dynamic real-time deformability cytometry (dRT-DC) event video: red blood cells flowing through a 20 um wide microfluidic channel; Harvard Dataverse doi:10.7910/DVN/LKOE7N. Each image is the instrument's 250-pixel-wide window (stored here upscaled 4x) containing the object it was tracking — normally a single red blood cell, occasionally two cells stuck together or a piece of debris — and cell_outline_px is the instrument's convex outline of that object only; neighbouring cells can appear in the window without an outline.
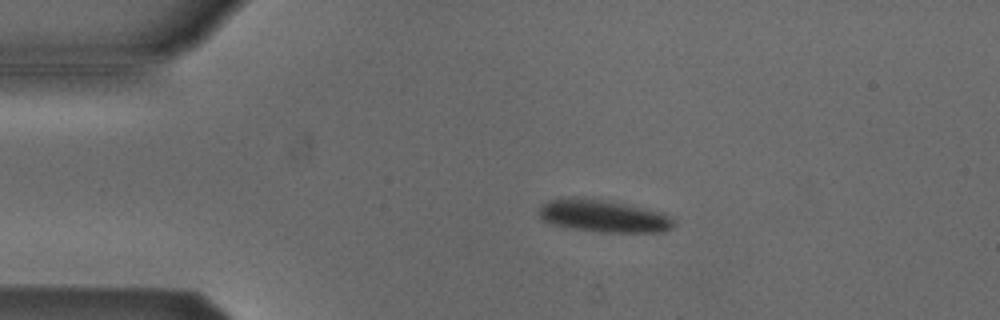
{"species": "Egyptian fruit bat (a non-hibernating species)", "species_latin": "Rousettus aegyptiacus", "temperature_condition": "cold", "stored_images_in_passage": 5, "camera_frame_rate_fps": 3000, "um_per_image_px": 0.085, "animal": {"sex": "male"}, "frame": {"image": 1, "passage_image": 3, "time_ms": 2.333, "image_size_px": [1000, 320], "cell_outline_px": [[676, 224], [672, 228], [664, 232], [600, 232], [572, 228], [552, 224], [540, 220], [540, 208], [548, 200], [600, 200], [644, 208], [664, 212], [672, 216], [676, 220]], "centroid_in_image_um": [51.42, 18.42], "position_along_channel_um": 33.6, "area_um2": 24.74}}